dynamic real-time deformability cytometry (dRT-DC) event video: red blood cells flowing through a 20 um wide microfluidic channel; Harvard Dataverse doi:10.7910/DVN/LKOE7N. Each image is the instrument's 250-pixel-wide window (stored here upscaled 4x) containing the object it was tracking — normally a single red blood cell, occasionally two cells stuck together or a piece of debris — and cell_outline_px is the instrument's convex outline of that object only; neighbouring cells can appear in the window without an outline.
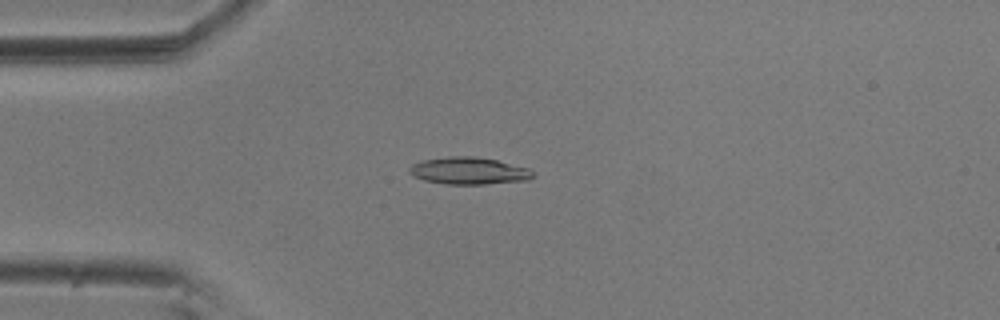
{"species": "common noctule bat (a hibernating species)", "species_latin": "Nyctalus noctula", "temperature_condition": "room temperature", "stored_images_in_passage": 25, "camera_frame_rate_fps": 3000, "um_per_image_px": 0.085, "animal": {"sex": "male", "body_mass_g": 20.5, "forearm_length_mm": 52.5}, "frame": {"image": 1, "passage_image": 14, "time_ms": 4.333, "image_size_px": [1000, 320], "cell_outline_px": [[536, 176], [528, 180], [484, 184], [444, 184], [424, 180], [412, 176], [408, 172], [408, 168], [412, 164], [420, 160], [448, 156], [476, 156], [496, 160], [528, 168]], "centroid_in_image_um": [39.8, 14.51], "position_along_channel_um": 45.2, "area_um2": 19.71}}
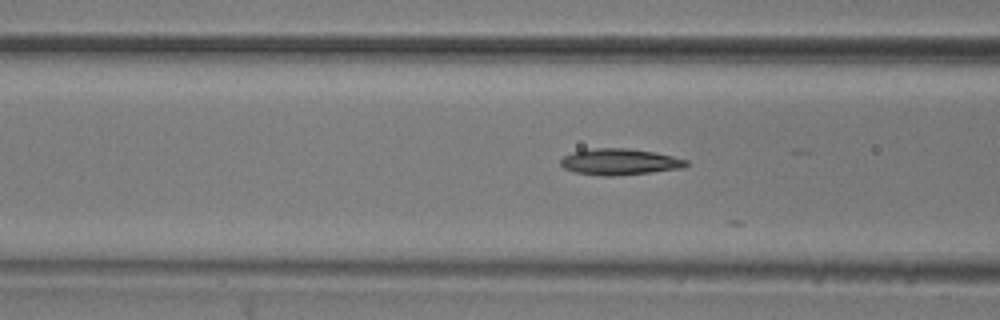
{"frame": {"image": 2, "passage_image": 21, "time_ms": 6.667, "image_size_px": [1000, 320], "cell_outline_px": [[688, 164], [684, 168], [652, 172], [612, 176], [604, 176], [576, 172], [564, 168], [560, 164], [560, 160], [564, 156], [572, 152], [596, 148], [628, 148], [656, 152], [688, 160]], "centroid_in_image_um": [52.69, 13.75], "position_along_channel_um": 113.9, "area_um2": 19.19}}
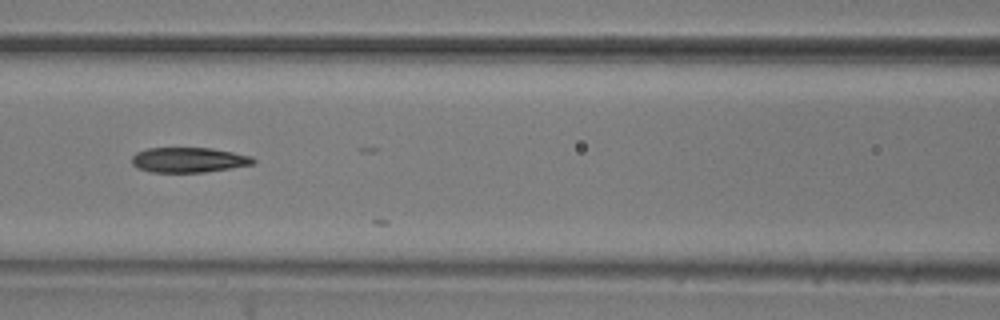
{"frame": {"image": 3, "passage_image": 24, "time_ms": 7.667, "image_size_px": [1000, 320], "cell_outline_px": [[256, 164], [232, 168], [204, 172], [148, 172], [136, 168], [132, 164], [132, 156], [136, 152], [148, 148], [212, 148], [252, 156], [256, 160]], "centroid_in_image_um": [16.04, 13.6], "position_along_channel_um": 150.6, "area_um2": 17.92}}